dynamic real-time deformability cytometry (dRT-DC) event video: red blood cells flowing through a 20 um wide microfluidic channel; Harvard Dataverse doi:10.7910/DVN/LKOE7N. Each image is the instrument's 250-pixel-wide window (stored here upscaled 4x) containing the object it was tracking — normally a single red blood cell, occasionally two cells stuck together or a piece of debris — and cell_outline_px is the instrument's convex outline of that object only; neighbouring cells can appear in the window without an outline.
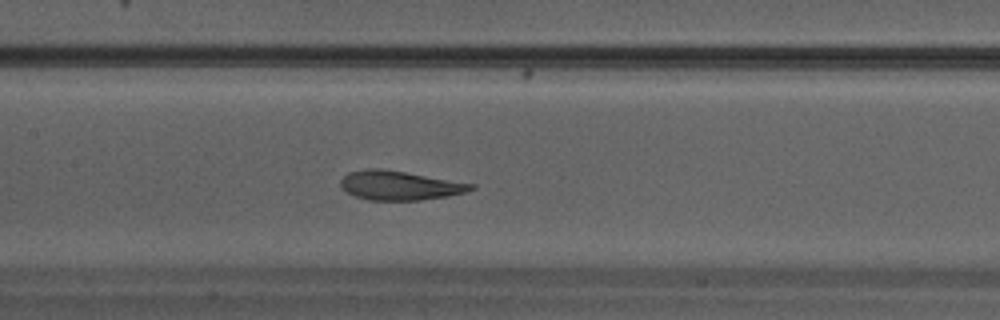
{"species": "Egyptian fruit bat (a non-hibernating species)", "species_latin": "Rousettus aegyptiacus", "temperature_condition": "warm", "stored_images_in_passage": 32, "camera_frame_rate_fps": 3000, "um_per_image_px": 0.085, "animal": {"sex": "male"}, "frame": {"image": 1, "passage_image": 14, "time_ms": 4.333, "image_size_px": [1000, 320], "cell_outline_px": [[476, 188], [464, 192], [448, 196], [420, 200], [368, 200], [356, 196], [348, 192], [340, 184], [340, 180], [348, 172], [368, 168], [380, 168], [476, 184]], "centroid_in_image_um": [33.97, 15.76], "position_along_channel_um": 173.4, "area_um2": 21.96}}